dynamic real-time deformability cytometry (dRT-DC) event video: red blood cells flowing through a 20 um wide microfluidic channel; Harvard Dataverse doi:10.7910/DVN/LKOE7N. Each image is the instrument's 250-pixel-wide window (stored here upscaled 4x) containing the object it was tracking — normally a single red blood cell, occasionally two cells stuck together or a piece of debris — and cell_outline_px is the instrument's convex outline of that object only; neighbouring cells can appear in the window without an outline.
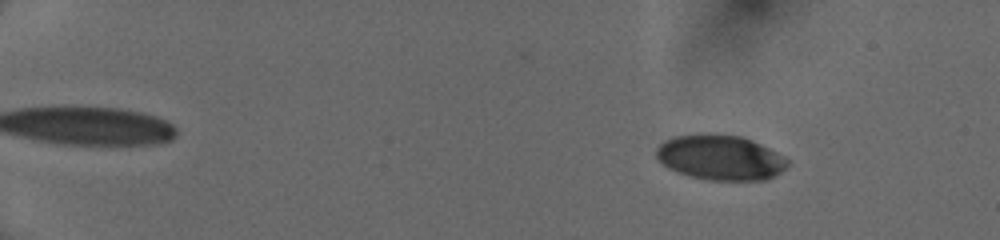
{"species": "human", "species_latin": "Homo sapiens", "temperature_condition": "cold", "stored_images_in_passage": 53, "camera_frame_rate_fps": 3000, "um_per_image_px": 0.085, "donor": {"sex": "female"}, "frame": {"image": 1, "passage_image": 8, "time_ms": 2.333, "image_size_px": [1000, 240], "cell_outline_px": [[788, 164], [776, 176], [764, 180], [708, 180], [692, 176], [668, 168], [656, 156], [656, 148], [664, 140], [672, 136], [700, 132], [740, 136], [752, 140], [784, 156], [788, 160]], "centroid_in_image_um": [61.21, 13.36], "position_along_channel_um": 23.8, "area_um2": 34.56}}
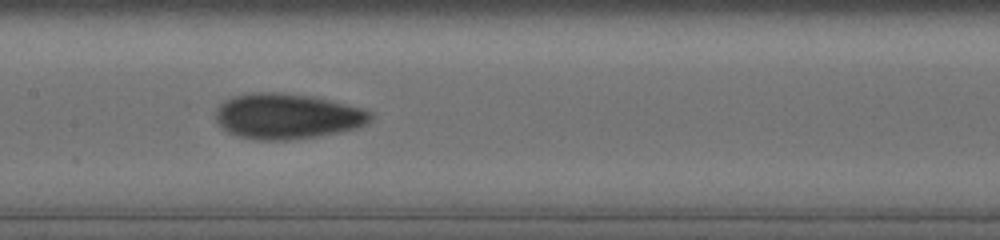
{"frame": {"image": 2, "passage_image": 30, "time_ms": 9.667, "image_size_px": [1000, 240], "cell_outline_px": [[372, 120], [368, 124], [360, 128], [316, 136], [288, 140], [256, 140], [236, 136], [228, 132], [216, 124], [216, 108], [224, 100], [232, 96], [252, 92], [280, 92], [312, 96], [360, 108], [372, 112]], "centroid_in_image_um": [24.38, 9.88], "position_along_channel_um": 183.0, "area_um2": 41.33}}
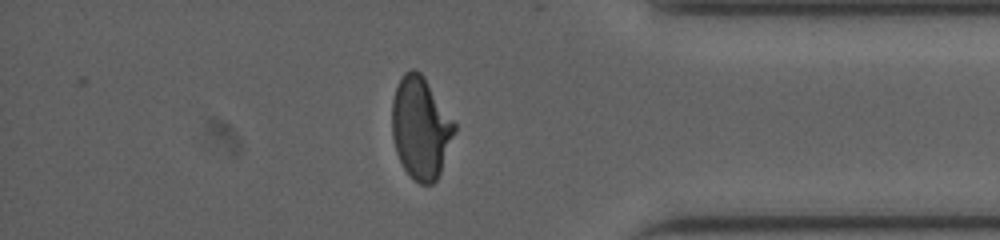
{"frame": {"image": 3, "passage_image": 47, "time_ms": 15.333, "image_size_px": [1000, 240], "cell_outline_px": [[456, 128], [440, 172], [436, 180], [432, 184], [420, 184], [412, 180], [404, 168], [396, 152], [392, 136], [392, 100], [396, 88], [404, 72], [412, 68], [416, 68], [424, 76], [456, 124]], "centroid_in_image_um": [35.74, 10.86], "position_along_channel_um": 399.5, "area_um2": 36.99}, "authors_computed_cell_mechanics": {"area_um2": 37.2232, "velocity_mm_per_s": 4.0671, "shape_relaxation_time_tau1_ms": 4.2863, "shape_relaxation_time_tau2_ms": 1.7068, "deformation_change_tau1": 0.1922, "deformation_change_tau2": 0.0684}}